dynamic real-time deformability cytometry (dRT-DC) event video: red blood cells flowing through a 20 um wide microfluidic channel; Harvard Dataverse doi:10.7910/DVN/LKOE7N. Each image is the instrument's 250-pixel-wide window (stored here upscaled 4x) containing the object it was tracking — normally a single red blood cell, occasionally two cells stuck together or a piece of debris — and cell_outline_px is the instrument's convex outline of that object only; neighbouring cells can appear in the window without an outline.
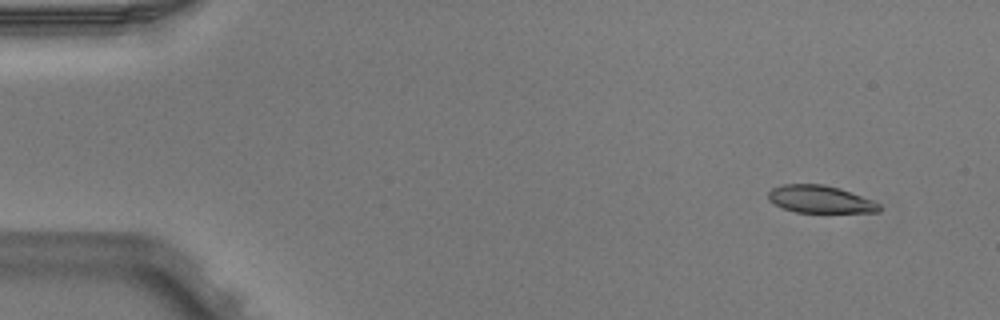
{"species": "Egyptian fruit bat (a non-hibernating species)", "species_latin": "Rousettus aegyptiacus", "temperature_condition": "warm", "stored_images_in_passage": 6, "camera_frame_rate_fps": 3000, "um_per_image_px": 0.085, "animal": {"sex": "male"}, "frame": {"image": 1, "passage_image": 2, "time_ms": 0.333, "image_size_px": [1000, 320], "cell_outline_px": [[884, 208], [880, 212], [796, 212], [784, 208], [768, 200], [768, 192], [772, 188], [784, 184], [824, 184], [840, 188], [872, 200], [880, 204]], "centroid_in_image_um": [69.74, 16.93], "position_along_channel_um": 15.3, "area_um2": 17.74}}
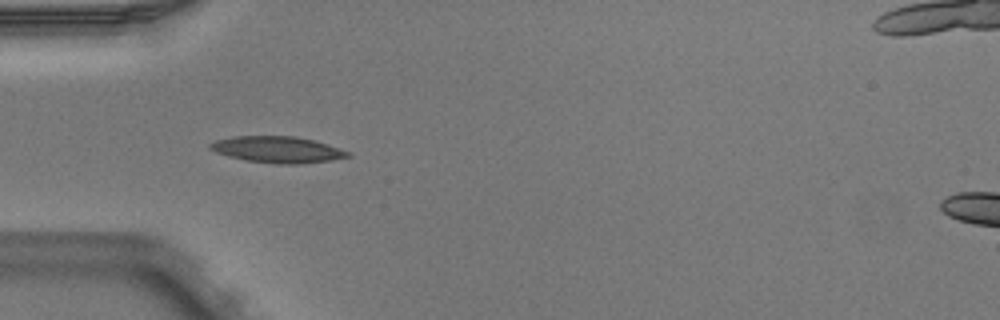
{"frame": {"image": 2, "passage_image": 5, "time_ms": 1.333, "image_size_px": [1000, 320], "cell_outline_px": [[352, 156], [332, 160], [300, 164], [276, 164], [248, 160], [228, 156], [216, 152], [208, 148], [208, 144], [216, 140], [232, 136], [296, 136], [316, 140], [352, 152]], "centroid_in_image_um": [23.63, 12.71], "position_along_channel_um": 61.4, "area_um2": 21.39}}
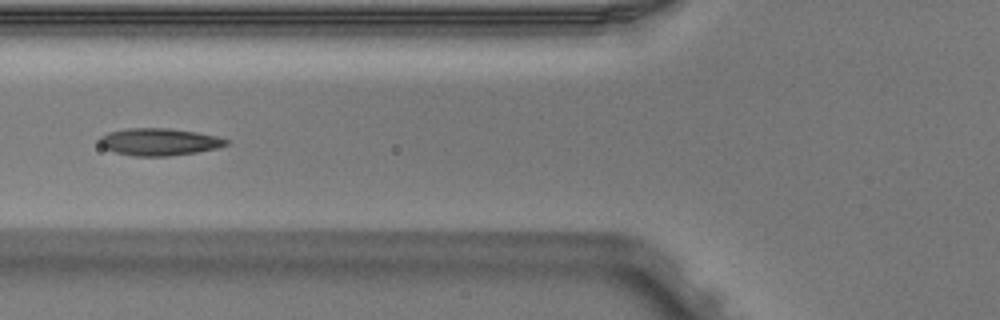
{"frame": {"image": 3, "passage_image": 6, "time_ms": 1.667, "image_size_px": [1000, 320], "cell_outline_px": [[232, 140], [228, 144], [216, 148], [196, 152], [168, 156], [132, 156], [116, 152], [104, 148], [100, 144], [100, 136], [108, 132], [128, 128], [168, 128], [196, 132], [216, 136]], "centroid_in_image_um": [13.54, 12.05], "position_along_channel_um": 112.3, "area_um2": 20.06}}